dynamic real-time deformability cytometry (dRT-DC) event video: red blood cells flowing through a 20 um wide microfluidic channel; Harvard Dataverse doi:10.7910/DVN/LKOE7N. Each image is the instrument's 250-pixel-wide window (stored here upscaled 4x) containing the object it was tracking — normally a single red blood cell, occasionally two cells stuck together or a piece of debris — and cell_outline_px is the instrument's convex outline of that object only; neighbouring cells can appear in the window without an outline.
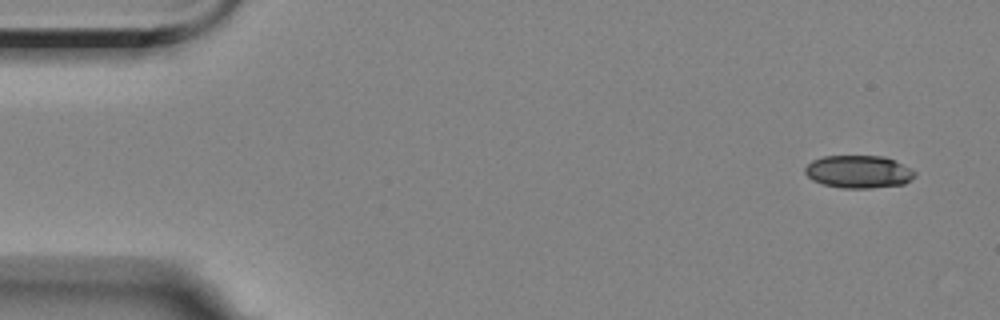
{"species": "Egyptian fruit bat (a non-hibernating species)", "species_latin": "Rousettus aegyptiacus", "temperature_condition": "room temperature", "stored_images_in_passage": 5, "segment_of_instrument_passage": [1, 2], "camera_frame_rate_fps": 3000, "um_per_image_px": 0.085, "animal": {"sex": "female"}, "frame": {"image": 1, "passage_image": 1, "time_ms": 0.0, "image_size_px": [1000, 320], "cell_outline_px": [[916, 176], [904, 184], [872, 188], [844, 188], [824, 184], [812, 180], [804, 172], [804, 168], [812, 160], [824, 156], [884, 156], [912, 168], [916, 172]], "centroid_in_image_um": [73.0, 14.59], "position_along_channel_um": 12.0, "area_um2": 20.98}}